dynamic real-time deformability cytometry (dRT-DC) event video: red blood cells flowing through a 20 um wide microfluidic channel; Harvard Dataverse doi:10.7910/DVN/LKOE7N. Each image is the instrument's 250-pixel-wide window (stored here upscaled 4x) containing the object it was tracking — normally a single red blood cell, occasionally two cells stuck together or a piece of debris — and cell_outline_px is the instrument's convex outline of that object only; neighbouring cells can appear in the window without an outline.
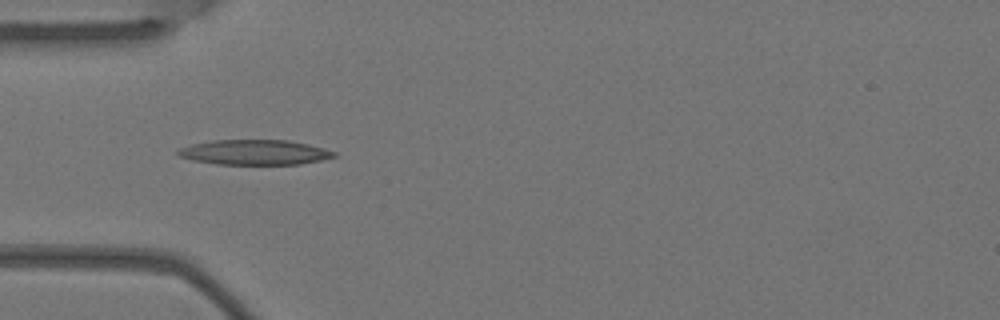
{"species": "Egyptian fruit bat (a non-hibernating species)", "species_latin": "Rousettus aegyptiacus", "temperature_condition": "warm", "stored_images_in_passage": 7, "camera_frame_rate_fps": 3000, "um_per_image_px": 0.085, "animal": {"sex": "female"}, "frame": {"image": 1, "passage_image": 4, "time_ms": 1.0, "image_size_px": [1000, 320], "cell_outline_px": [[336, 156], [320, 160], [300, 164], [216, 164], [192, 160], [180, 156], [176, 152], [176, 148], [192, 144], [212, 140], [288, 140], [308, 144], [324, 148], [336, 152]], "centroid_in_image_um": [21.61, 12.94], "position_along_channel_um": 63.4, "area_um2": 22.77}}
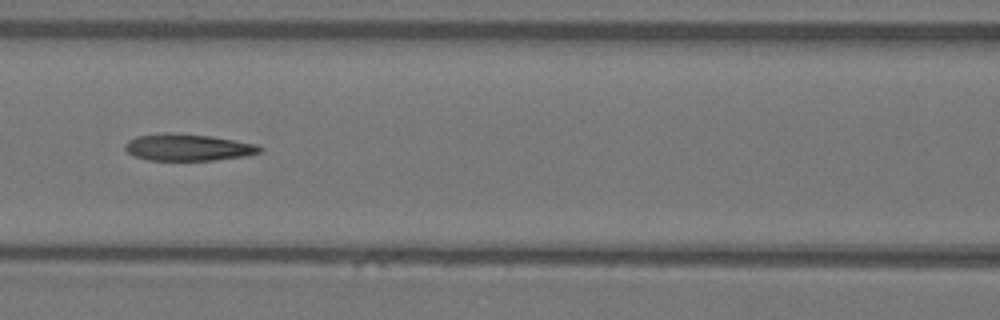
{"frame": {"image": 2, "passage_image": 6, "time_ms": 1.667, "image_size_px": [1000, 320], "cell_outline_px": [[264, 148], [260, 152], [248, 156], [212, 160], [148, 160], [132, 156], [124, 148], [124, 144], [128, 140], [136, 136], [212, 136], [256, 144]], "centroid_in_image_um": [16.03, 12.58], "position_along_channel_um": 150.6, "area_um2": 20.11}}
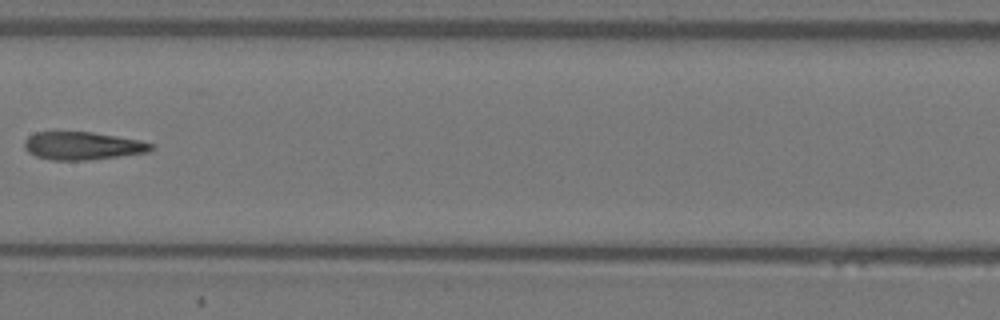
{"frame": {"image": 3, "passage_image": 7, "time_ms": 2.0, "image_size_px": [1000, 320], "cell_outline_px": [[156, 148], [148, 152], [88, 160], [52, 160], [36, 156], [28, 152], [24, 148], [24, 140], [28, 136], [36, 132], [92, 132], [140, 140], [156, 144]], "centroid_in_image_um": [7.04, 12.39], "position_along_channel_um": 200.4, "area_um2": 20.69}}